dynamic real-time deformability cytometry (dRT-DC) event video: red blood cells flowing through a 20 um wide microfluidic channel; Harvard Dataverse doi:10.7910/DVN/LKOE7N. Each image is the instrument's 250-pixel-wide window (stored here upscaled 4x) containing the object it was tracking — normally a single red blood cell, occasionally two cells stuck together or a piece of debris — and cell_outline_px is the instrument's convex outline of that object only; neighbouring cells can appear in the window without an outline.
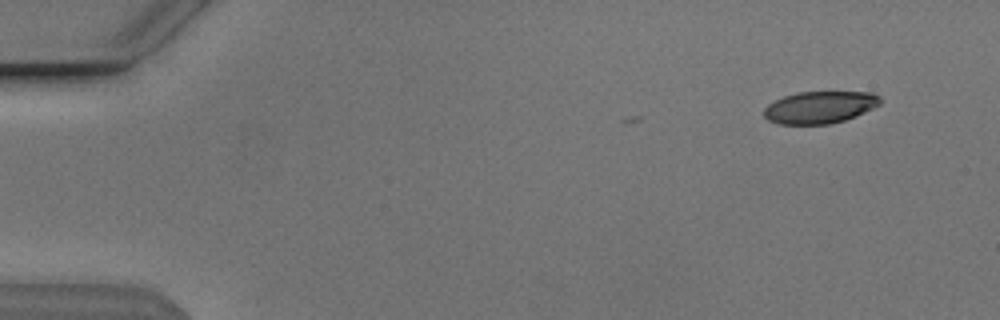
{"species": "Egyptian fruit bat (a non-hibernating species)", "species_latin": "Rousettus aegyptiacus", "temperature_condition": "cold", "stored_images_in_passage": 5, "camera_frame_rate_fps": 3000, "um_per_image_px": 0.085, "animal": {"sex": "male"}, "frame": {"image": 1, "passage_image": 1, "time_ms": 0.0, "image_size_px": [1000, 320], "cell_outline_px": [[880, 104], [856, 116], [844, 120], [828, 124], [776, 124], [768, 120], [764, 116], [764, 108], [768, 104], [784, 96], [800, 92], [872, 92], [880, 96]], "centroid_in_image_um": [69.67, 9.12], "position_along_channel_um": 15.3, "area_um2": 21.68}}